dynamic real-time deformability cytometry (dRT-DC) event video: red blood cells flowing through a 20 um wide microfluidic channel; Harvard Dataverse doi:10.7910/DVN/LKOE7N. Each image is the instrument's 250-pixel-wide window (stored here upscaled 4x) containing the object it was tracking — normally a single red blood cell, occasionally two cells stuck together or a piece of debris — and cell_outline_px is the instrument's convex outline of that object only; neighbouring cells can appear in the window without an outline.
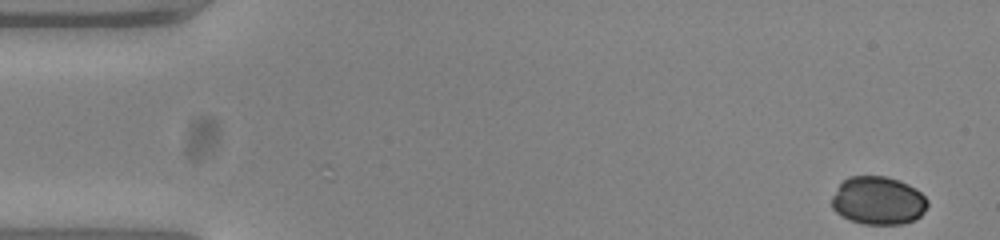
{"species": "common noctule bat (a hibernating species)", "species_latin": "Nyctalus noctula", "temperature_condition": "warm", "stored_images_in_passage": 5, "camera_frame_rate_fps": 3000, "um_per_image_px": 0.085, "animal": {"sex": "female", "body_mass_g": 23.0, "forearm_length_mm": 53.4}, "frame": {"image": 1, "passage_image": 5, "time_ms": 1.333, "image_size_px": [1000, 240], "cell_outline_px": [[928, 204], [924, 212], [916, 220], [904, 224], [864, 224], [852, 220], [836, 212], [832, 208], [832, 196], [840, 184], [848, 176], [888, 176], [908, 184], [916, 188], [928, 200]], "centroid_in_image_um": [74.67, 17.05], "position_along_channel_um": 10.3, "area_um2": 26.93}}